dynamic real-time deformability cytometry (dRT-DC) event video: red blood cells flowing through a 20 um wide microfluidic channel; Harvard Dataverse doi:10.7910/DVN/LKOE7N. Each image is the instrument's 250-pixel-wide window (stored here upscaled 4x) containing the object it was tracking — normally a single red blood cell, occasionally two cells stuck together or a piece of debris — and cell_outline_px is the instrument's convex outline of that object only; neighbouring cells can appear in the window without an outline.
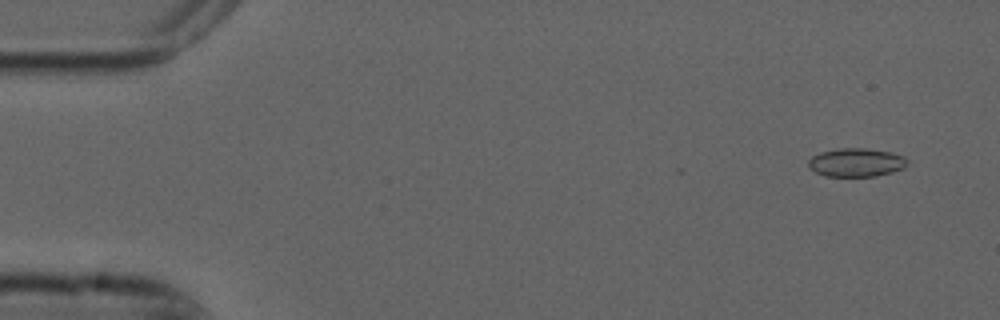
{"species": "common noctule bat (a hibernating species)", "species_latin": "Nyctalus noctula", "temperature_condition": "cold", "stored_images_in_passage": 3, "camera_frame_rate_fps": 3000, "um_per_image_px": 0.085, "animal": {"sex": "male", "forearm_length_mm": 52.5}, "frame": {"image": 1, "passage_image": 1, "time_ms": 0.0, "image_size_px": [1000, 320], "cell_outline_px": [[908, 164], [904, 168], [892, 172], [876, 176], [824, 176], [816, 172], [808, 164], [808, 160], [812, 156], [820, 152], [840, 148], [864, 148], [888, 152], [904, 156], [908, 160]], "centroid_in_image_um": [72.79, 13.81], "position_along_channel_um": 12.2, "area_um2": 16.36}}